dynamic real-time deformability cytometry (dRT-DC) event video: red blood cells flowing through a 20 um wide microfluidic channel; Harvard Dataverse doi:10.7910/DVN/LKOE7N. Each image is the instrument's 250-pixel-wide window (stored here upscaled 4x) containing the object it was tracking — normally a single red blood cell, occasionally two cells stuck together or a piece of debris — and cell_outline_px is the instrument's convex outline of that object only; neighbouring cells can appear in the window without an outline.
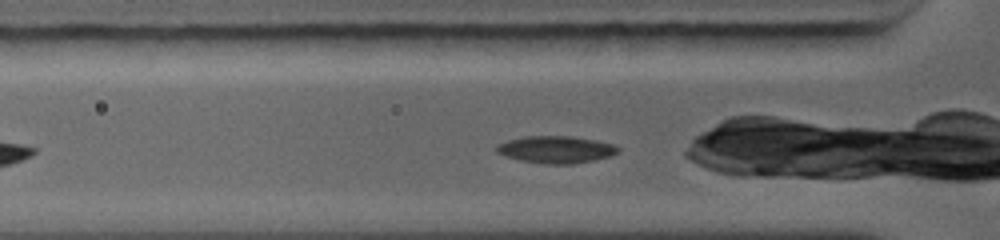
{"species": "common noctule bat (a hibernating species)", "species_latin": "Nyctalus noctula", "temperature_condition": "warm", "stored_images_in_passage": 9, "camera_frame_rate_fps": 5000, "um_per_image_px": 0.085, "animal": {"sex": "female", "body_mass_g": 19.0, "forearm_length_mm": 56.7}, "frame": {"image": 1, "passage_image": 2, "time_ms": 0.2, "image_size_px": [1000, 240], "cell_outline_px": [[616, 152], [604, 156], [588, 160], [568, 164], [544, 164], [524, 160], [500, 152], [500, 148], [504, 144], [516, 140], [584, 140], [604, 144], [616, 148]], "centroid_in_image_um": [47.29, 12.82], "position_along_channel_um": 78.5, "area_um2": 15.43}}
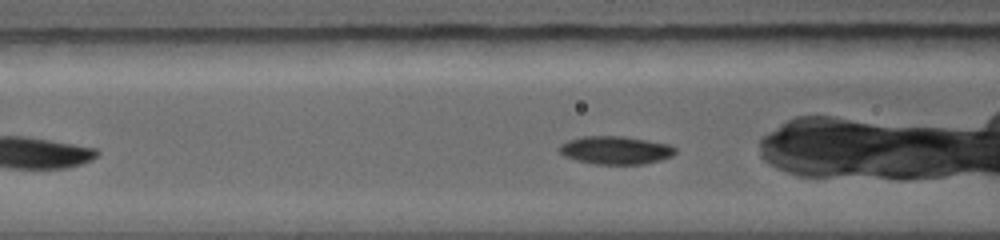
{"frame": {"image": 2, "passage_image": 6, "time_ms": 1.0, "image_size_px": [1000, 240], "cell_outline_px": [[672, 152], [668, 156], [656, 160], [640, 164], [596, 164], [580, 160], [564, 152], [564, 148], [568, 144], [580, 140], [632, 140], [660, 144], [672, 148]], "centroid_in_image_um": [52.44, 12.88], "position_along_channel_um": 114.2, "area_um2": 15.26}}